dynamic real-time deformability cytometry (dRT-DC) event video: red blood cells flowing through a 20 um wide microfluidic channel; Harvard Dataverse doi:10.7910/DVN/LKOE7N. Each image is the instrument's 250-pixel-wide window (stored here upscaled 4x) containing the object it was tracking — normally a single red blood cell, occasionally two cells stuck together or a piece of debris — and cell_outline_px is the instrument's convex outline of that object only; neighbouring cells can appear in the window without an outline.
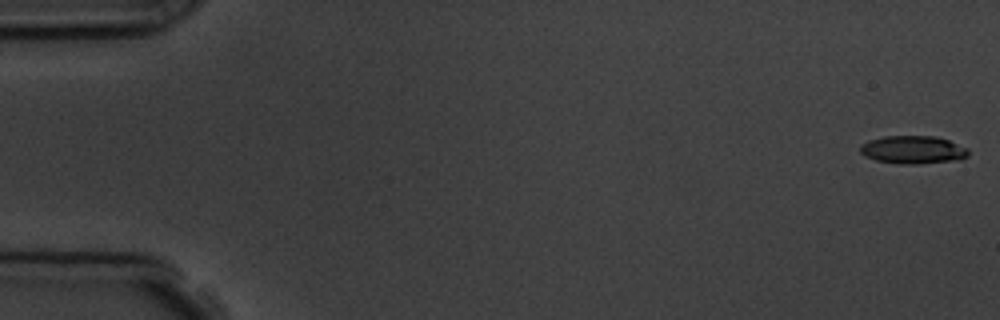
{"species": "common noctule bat (a hibernating species)", "species_latin": "Nyctalus noctula", "temperature_condition": "room temperature", "stored_images_in_passage": 3, "camera_frame_rate_fps": 3000, "um_per_image_px": 0.085, "animal": {"sex": "male", "body_mass_g": 19.5, "forearm_length_mm": 54.6}, "frame": {"image": 1, "passage_image": 1, "time_ms": 0.0, "image_size_px": [1000, 320], "cell_outline_px": [[968, 156], [960, 160], [916, 164], [900, 164], [876, 160], [864, 156], [860, 152], [860, 144], [868, 140], [884, 136], [936, 136], [948, 140], [968, 148]], "centroid_in_image_um": [77.6, 12.73], "position_along_channel_um": 7.4, "area_um2": 17.8}}